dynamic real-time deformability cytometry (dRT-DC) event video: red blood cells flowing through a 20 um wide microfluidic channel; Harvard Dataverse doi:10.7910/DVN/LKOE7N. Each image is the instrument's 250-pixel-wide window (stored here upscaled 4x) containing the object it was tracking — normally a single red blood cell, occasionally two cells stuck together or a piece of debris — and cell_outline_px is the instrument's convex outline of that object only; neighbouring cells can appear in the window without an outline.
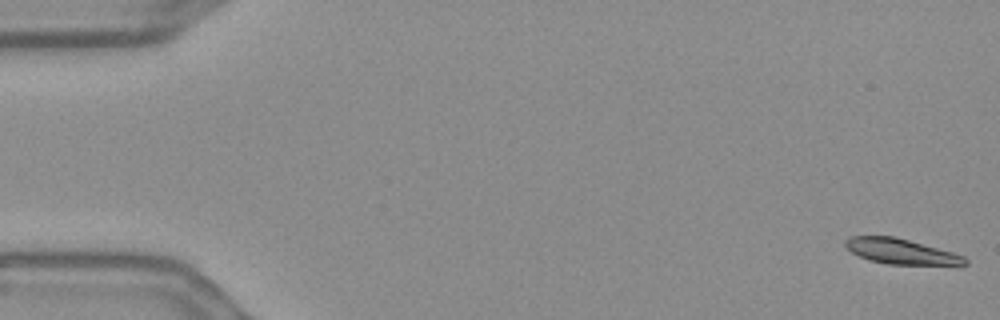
{"species": "Egyptian fruit bat (a non-hibernating species)", "species_latin": "Rousettus aegyptiacus", "temperature_condition": "warm", "stored_images_in_passage": 56, "camera_frame_rate_fps": 3000, "um_per_image_px": 0.085, "frame": {"image": 1, "passage_image": 1, "time_ms": 0.0, "image_size_px": [1000, 320], "cell_outline_px": [[968, 264], [888, 264], [868, 260], [852, 252], [844, 244], [844, 240], [852, 236], [892, 236], [908, 240], [952, 252], [964, 256], [968, 260]], "centroid_in_image_um": [76.54, 21.36], "position_along_channel_um": 8.5, "area_um2": 17.22}}
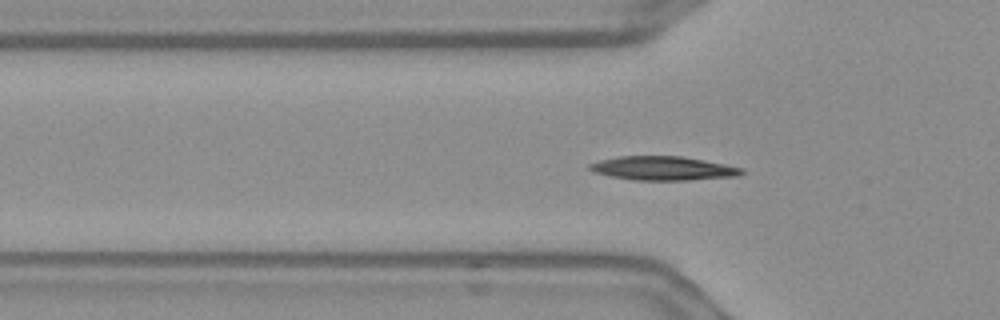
{"frame": {"image": 2, "passage_image": 18, "time_ms": 5.667, "image_size_px": [1000, 320], "cell_outline_px": [[744, 172], [736, 176], [688, 180], [632, 180], [608, 176], [592, 172], [588, 168], [588, 164], [600, 160], [620, 156], [684, 156], [744, 168]], "centroid_in_image_um": [56.32, 14.3], "position_along_channel_um": 69.5, "area_um2": 21.27}}
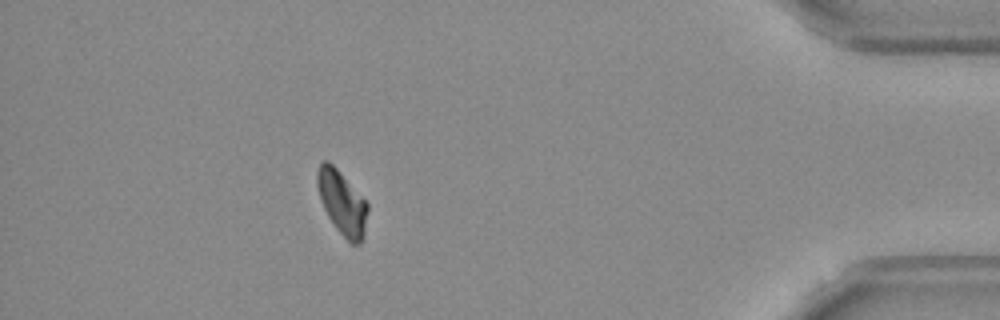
{"frame": {"image": 3, "passage_image": 50, "time_ms": 16.333, "image_size_px": [1000, 320], "cell_outline_px": [[368, 208], [364, 236], [360, 244], [352, 244], [336, 228], [328, 216], [320, 200], [316, 184], [316, 172], [320, 164], [324, 160], [328, 160], [340, 172], [368, 204]], "centroid_in_image_um": [29.06, 17.22], "position_along_channel_um": 406.1, "area_um2": 18.55}, "authors_computed_cell_mechanics": {"area_um2": 19.2763, "velocity_mm_per_s": 3.6317, "shape_relaxation_time_tau1_ms": 4.9688, "shape_relaxation_time_tau2_ms": null, "deformation_change_tau1": 0.1523, "deformation_change_tau2": null}}